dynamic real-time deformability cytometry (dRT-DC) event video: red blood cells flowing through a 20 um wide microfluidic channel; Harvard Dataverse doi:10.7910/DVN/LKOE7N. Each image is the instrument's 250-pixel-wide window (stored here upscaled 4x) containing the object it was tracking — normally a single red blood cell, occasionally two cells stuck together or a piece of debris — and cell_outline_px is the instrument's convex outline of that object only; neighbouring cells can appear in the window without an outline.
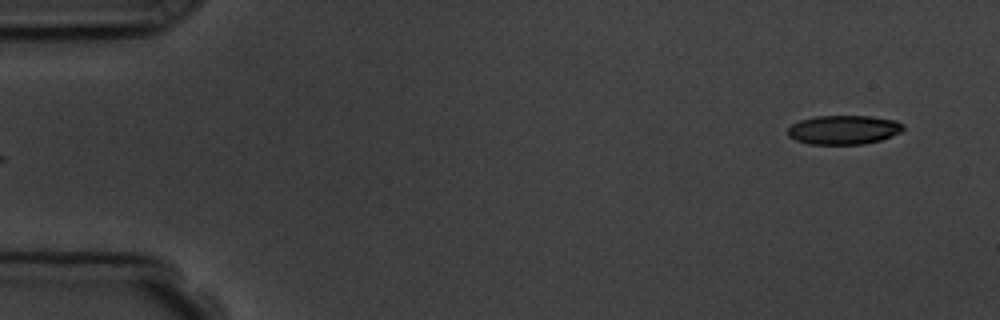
{"species": "common noctule bat (a hibernating species)", "species_latin": "Nyctalus noctula", "temperature_condition": "room temperature", "stored_images_in_passage": 5, "segment_of_instrument_passage": [2, 2], "camera_frame_rate_fps": 3000, "um_per_image_px": 0.085, "animal": {"sex": "male", "body_mass_g": 19.5, "forearm_length_mm": 54.6}, "frame": {"image": 1, "passage_image": 5, "time_ms": 5.333, "image_size_px": [1000, 320], "cell_outline_px": [[904, 128], [900, 132], [880, 140], [864, 144], [808, 144], [796, 140], [788, 136], [788, 128], [792, 124], [800, 120], [816, 116], [872, 116], [896, 120], [904, 124]], "centroid_in_image_um": [71.71, 11.03], "position_along_channel_um": 13.3, "area_um2": 19.59}}